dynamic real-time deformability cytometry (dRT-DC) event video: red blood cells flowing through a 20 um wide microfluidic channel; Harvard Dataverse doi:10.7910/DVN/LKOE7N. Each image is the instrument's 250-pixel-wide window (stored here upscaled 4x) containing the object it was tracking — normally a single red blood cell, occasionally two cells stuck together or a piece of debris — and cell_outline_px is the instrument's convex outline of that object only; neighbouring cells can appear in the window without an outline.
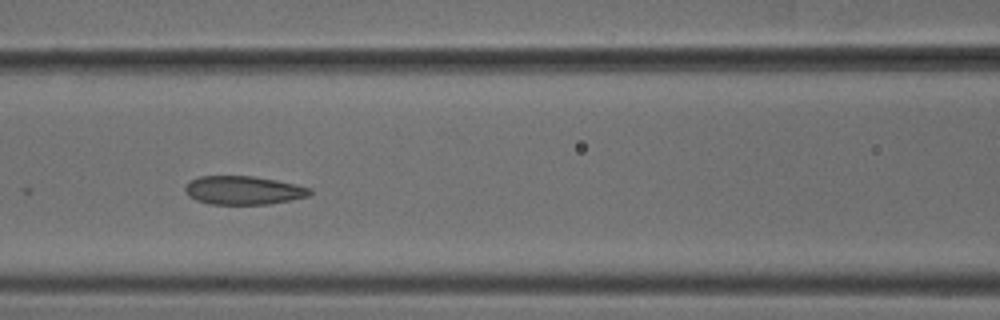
{"species": "common noctule bat (a hibernating species)", "species_latin": "Nyctalus noctula", "temperature_condition": "cold", "stored_images_in_passage": 8, "camera_frame_rate_fps": 3000, "um_per_image_px": 0.085, "animal": {"sex": "male", "body_mass_g": 18.8}, "frame": {"image": 1, "passage_image": 7, "time_ms": 2.0, "image_size_px": [1000, 320], "cell_outline_px": [[312, 192], [308, 196], [292, 200], [268, 204], [208, 204], [196, 200], [188, 196], [184, 192], [184, 188], [188, 180], [200, 176], [252, 176], [276, 180], [296, 184], [312, 188]], "centroid_in_image_um": [20.66, 16.17], "position_along_channel_um": 145.9, "area_um2": 20.98}}
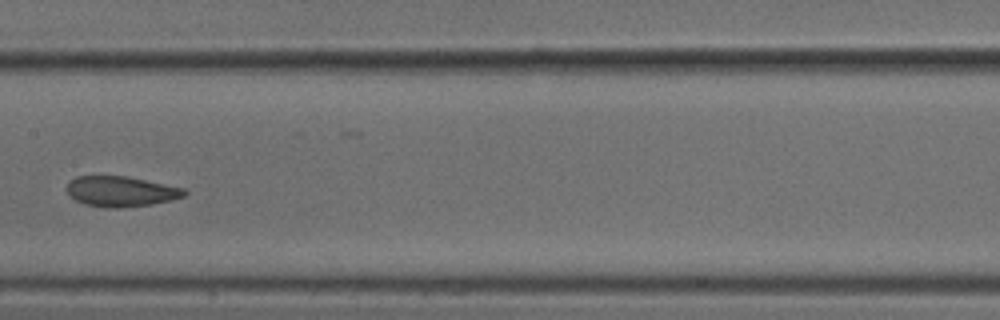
{"frame": {"image": 2, "passage_image": 8, "time_ms": 2.333, "image_size_px": [1000, 320], "cell_outline_px": [[188, 192], [184, 196], [172, 200], [152, 204], [112, 208], [104, 208], [84, 204], [76, 200], [68, 192], [68, 184], [76, 176], [124, 176], [184, 188]], "centroid_in_image_um": [10.29, 16.28], "position_along_channel_um": 197.1, "area_um2": 20.46}}